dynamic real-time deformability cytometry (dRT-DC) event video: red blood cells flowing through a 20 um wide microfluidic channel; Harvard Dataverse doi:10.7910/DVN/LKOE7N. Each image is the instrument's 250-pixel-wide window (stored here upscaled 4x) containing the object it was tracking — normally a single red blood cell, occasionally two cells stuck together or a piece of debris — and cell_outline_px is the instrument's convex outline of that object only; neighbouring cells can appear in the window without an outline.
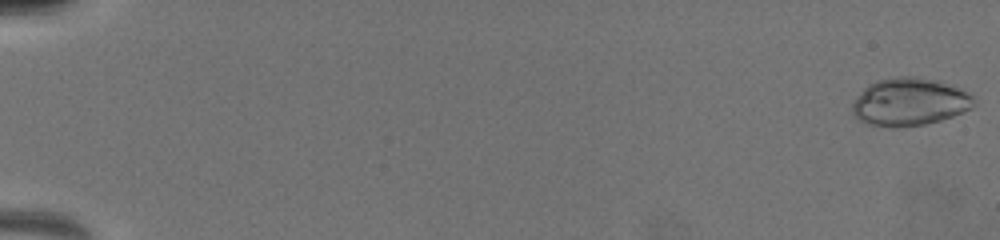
{"species": "common noctule bat (a hibernating species)", "species_latin": "Nyctalus noctula", "temperature_condition": "warm", "stored_images_in_passage": 67, "camera_frame_rate_fps": 3000, "um_per_image_px": 0.085, "animal": {"sex": "female", "body_mass_g": 19.5, "forearm_length_mm": 54.1}, "frame": {"image": 1, "passage_image": 1, "time_ms": 0.0, "image_size_px": [1000, 240], "cell_outline_px": [[976, 104], [972, 108], [952, 116], [940, 120], [924, 124], [868, 124], [856, 120], [852, 112], [852, 104], [860, 92], [868, 84], [876, 80], [900, 76], [912, 76], [940, 80], [972, 96]], "centroid_in_image_um": [77.29, 8.62], "position_along_channel_um": 7.7, "area_um2": 33.06}}
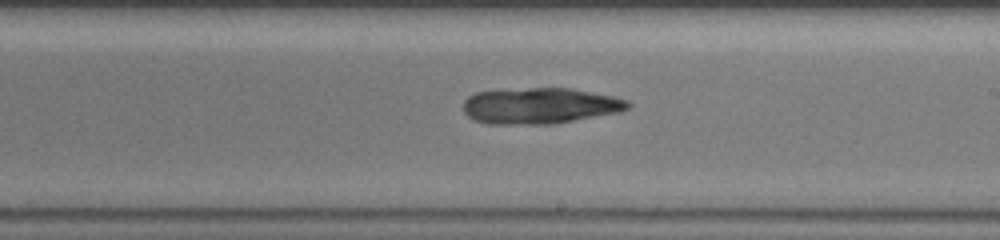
{"frame": {"image": 2, "passage_image": 41, "time_ms": 11.0, "image_size_px": [1000, 240], "cell_outline_px": [[632, 104], [628, 108], [620, 112], [552, 124], [488, 124], [476, 120], [468, 116], [464, 112], [464, 100], [468, 96], [476, 92], [528, 88], [572, 88], [612, 96], [624, 100]], "centroid_in_image_um": [45.89, 8.99], "position_along_channel_um": 243.1, "area_um2": 34.39}}
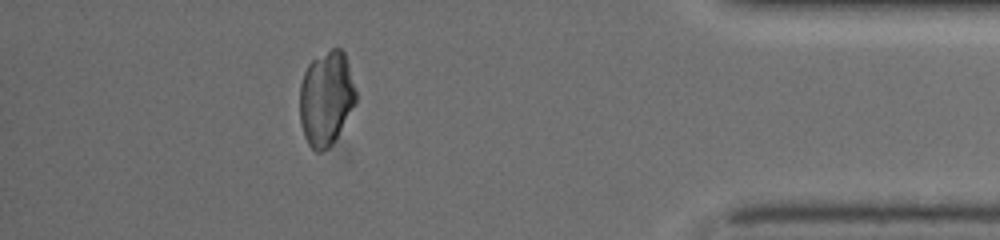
{"frame": {"image": 3, "passage_image": 64, "time_ms": 16.0, "image_size_px": [1000, 240], "cell_outline_px": [[356, 104], [332, 144], [328, 148], [320, 152], [316, 152], [308, 144], [304, 136], [300, 120], [300, 84], [304, 72], [308, 64], [312, 60], [332, 48], [340, 48], [344, 52], [348, 64], [356, 92]], "centroid_in_image_um": [27.72, 8.37], "position_along_channel_um": 407.5, "area_um2": 30.87}}